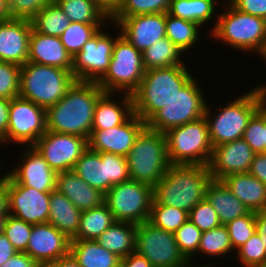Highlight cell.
Listing matches in <instances>:
<instances>
[{"label":"cell","mask_w":266,"mask_h":267,"mask_svg":"<svg viewBox=\"0 0 266 267\" xmlns=\"http://www.w3.org/2000/svg\"><path fill=\"white\" fill-rule=\"evenodd\" d=\"M93 2L111 20L120 10L123 0H93Z\"/></svg>","instance_id":"53"},{"label":"cell","mask_w":266,"mask_h":267,"mask_svg":"<svg viewBox=\"0 0 266 267\" xmlns=\"http://www.w3.org/2000/svg\"><path fill=\"white\" fill-rule=\"evenodd\" d=\"M41 267H81L74 257L69 253L55 262L47 263Z\"/></svg>","instance_id":"59"},{"label":"cell","mask_w":266,"mask_h":267,"mask_svg":"<svg viewBox=\"0 0 266 267\" xmlns=\"http://www.w3.org/2000/svg\"><path fill=\"white\" fill-rule=\"evenodd\" d=\"M226 228L234 251H237L256 231L255 212L228 222Z\"/></svg>","instance_id":"44"},{"label":"cell","mask_w":266,"mask_h":267,"mask_svg":"<svg viewBox=\"0 0 266 267\" xmlns=\"http://www.w3.org/2000/svg\"><path fill=\"white\" fill-rule=\"evenodd\" d=\"M46 131L45 108L20 96L11 99L7 135L2 144L16 142L33 146Z\"/></svg>","instance_id":"14"},{"label":"cell","mask_w":266,"mask_h":267,"mask_svg":"<svg viewBox=\"0 0 266 267\" xmlns=\"http://www.w3.org/2000/svg\"><path fill=\"white\" fill-rule=\"evenodd\" d=\"M21 66L0 61V98L13 99L20 92Z\"/></svg>","instance_id":"46"},{"label":"cell","mask_w":266,"mask_h":267,"mask_svg":"<svg viewBox=\"0 0 266 267\" xmlns=\"http://www.w3.org/2000/svg\"><path fill=\"white\" fill-rule=\"evenodd\" d=\"M0 267H41L27 253L16 252L9 260Z\"/></svg>","instance_id":"52"},{"label":"cell","mask_w":266,"mask_h":267,"mask_svg":"<svg viewBox=\"0 0 266 267\" xmlns=\"http://www.w3.org/2000/svg\"><path fill=\"white\" fill-rule=\"evenodd\" d=\"M153 198L152 186L129 179L113 185L105 194L104 203L115 221L139 225L148 221Z\"/></svg>","instance_id":"11"},{"label":"cell","mask_w":266,"mask_h":267,"mask_svg":"<svg viewBox=\"0 0 266 267\" xmlns=\"http://www.w3.org/2000/svg\"><path fill=\"white\" fill-rule=\"evenodd\" d=\"M202 28L196 22L176 18L165 13V31L166 37L176 45L183 53L193 48L199 41V33Z\"/></svg>","instance_id":"34"},{"label":"cell","mask_w":266,"mask_h":267,"mask_svg":"<svg viewBox=\"0 0 266 267\" xmlns=\"http://www.w3.org/2000/svg\"><path fill=\"white\" fill-rule=\"evenodd\" d=\"M224 12L217 15L210 35L242 52L259 54L266 37V20L237 10L228 0Z\"/></svg>","instance_id":"5"},{"label":"cell","mask_w":266,"mask_h":267,"mask_svg":"<svg viewBox=\"0 0 266 267\" xmlns=\"http://www.w3.org/2000/svg\"><path fill=\"white\" fill-rule=\"evenodd\" d=\"M257 87L261 93L263 106L266 108V85L260 84Z\"/></svg>","instance_id":"61"},{"label":"cell","mask_w":266,"mask_h":267,"mask_svg":"<svg viewBox=\"0 0 266 267\" xmlns=\"http://www.w3.org/2000/svg\"><path fill=\"white\" fill-rule=\"evenodd\" d=\"M186 65H176L145 71L139 87L131 94L133 111L147 122L166 106L193 78Z\"/></svg>","instance_id":"3"},{"label":"cell","mask_w":266,"mask_h":267,"mask_svg":"<svg viewBox=\"0 0 266 267\" xmlns=\"http://www.w3.org/2000/svg\"><path fill=\"white\" fill-rule=\"evenodd\" d=\"M103 93L97 82L76 80L59 102L46 109V130L89 139L94 108Z\"/></svg>","instance_id":"1"},{"label":"cell","mask_w":266,"mask_h":267,"mask_svg":"<svg viewBox=\"0 0 266 267\" xmlns=\"http://www.w3.org/2000/svg\"><path fill=\"white\" fill-rule=\"evenodd\" d=\"M221 181L250 211L266 209V186L253 175L232 174Z\"/></svg>","instance_id":"27"},{"label":"cell","mask_w":266,"mask_h":267,"mask_svg":"<svg viewBox=\"0 0 266 267\" xmlns=\"http://www.w3.org/2000/svg\"><path fill=\"white\" fill-rule=\"evenodd\" d=\"M28 62L60 67L72 71L73 57L66 51L60 37L31 30Z\"/></svg>","instance_id":"24"},{"label":"cell","mask_w":266,"mask_h":267,"mask_svg":"<svg viewBox=\"0 0 266 267\" xmlns=\"http://www.w3.org/2000/svg\"><path fill=\"white\" fill-rule=\"evenodd\" d=\"M8 214L36 225L48 223L50 192L15 183L7 175Z\"/></svg>","instance_id":"17"},{"label":"cell","mask_w":266,"mask_h":267,"mask_svg":"<svg viewBox=\"0 0 266 267\" xmlns=\"http://www.w3.org/2000/svg\"><path fill=\"white\" fill-rule=\"evenodd\" d=\"M136 229L135 224L114 221L96 241L108 251L124 258L135 252Z\"/></svg>","instance_id":"31"},{"label":"cell","mask_w":266,"mask_h":267,"mask_svg":"<svg viewBox=\"0 0 266 267\" xmlns=\"http://www.w3.org/2000/svg\"><path fill=\"white\" fill-rule=\"evenodd\" d=\"M119 267H153L152 264L143 256L136 252L130 253L128 256L121 258Z\"/></svg>","instance_id":"55"},{"label":"cell","mask_w":266,"mask_h":267,"mask_svg":"<svg viewBox=\"0 0 266 267\" xmlns=\"http://www.w3.org/2000/svg\"><path fill=\"white\" fill-rule=\"evenodd\" d=\"M248 173L256 177L266 186V153L255 154Z\"/></svg>","instance_id":"51"},{"label":"cell","mask_w":266,"mask_h":267,"mask_svg":"<svg viewBox=\"0 0 266 267\" xmlns=\"http://www.w3.org/2000/svg\"><path fill=\"white\" fill-rule=\"evenodd\" d=\"M104 24H83L78 22H70L68 27L60 35L61 43L66 51L74 57L83 45L92 38Z\"/></svg>","instance_id":"39"},{"label":"cell","mask_w":266,"mask_h":267,"mask_svg":"<svg viewBox=\"0 0 266 267\" xmlns=\"http://www.w3.org/2000/svg\"><path fill=\"white\" fill-rule=\"evenodd\" d=\"M180 267H211L209 264L208 265H197L196 266V264H195V266H194V264H193V262H192V264H191V261H187L185 264H183V265H181Z\"/></svg>","instance_id":"64"},{"label":"cell","mask_w":266,"mask_h":267,"mask_svg":"<svg viewBox=\"0 0 266 267\" xmlns=\"http://www.w3.org/2000/svg\"><path fill=\"white\" fill-rule=\"evenodd\" d=\"M56 173L72 171L88 148V139L72 134L46 131L33 145Z\"/></svg>","instance_id":"16"},{"label":"cell","mask_w":266,"mask_h":267,"mask_svg":"<svg viewBox=\"0 0 266 267\" xmlns=\"http://www.w3.org/2000/svg\"><path fill=\"white\" fill-rule=\"evenodd\" d=\"M256 232L261 237L266 249V209L255 212Z\"/></svg>","instance_id":"57"},{"label":"cell","mask_w":266,"mask_h":267,"mask_svg":"<svg viewBox=\"0 0 266 267\" xmlns=\"http://www.w3.org/2000/svg\"><path fill=\"white\" fill-rule=\"evenodd\" d=\"M81 211L56 189L50 192L48 223L72 239L79 229Z\"/></svg>","instance_id":"29"},{"label":"cell","mask_w":266,"mask_h":267,"mask_svg":"<svg viewBox=\"0 0 266 267\" xmlns=\"http://www.w3.org/2000/svg\"><path fill=\"white\" fill-rule=\"evenodd\" d=\"M70 22L83 24H105L110 20L96 6L93 0H54Z\"/></svg>","instance_id":"37"},{"label":"cell","mask_w":266,"mask_h":267,"mask_svg":"<svg viewBox=\"0 0 266 267\" xmlns=\"http://www.w3.org/2000/svg\"><path fill=\"white\" fill-rule=\"evenodd\" d=\"M171 165H208L213 146L203 117L165 133Z\"/></svg>","instance_id":"8"},{"label":"cell","mask_w":266,"mask_h":267,"mask_svg":"<svg viewBox=\"0 0 266 267\" xmlns=\"http://www.w3.org/2000/svg\"><path fill=\"white\" fill-rule=\"evenodd\" d=\"M75 81L72 71L27 62L20 70L19 96L47 109L59 102Z\"/></svg>","instance_id":"6"},{"label":"cell","mask_w":266,"mask_h":267,"mask_svg":"<svg viewBox=\"0 0 266 267\" xmlns=\"http://www.w3.org/2000/svg\"><path fill=\"white\" fill-rule=\"evenodd\" d=\"M69 253L81 267H119L121 259L96 240H71Z\"/></svg>","instance_id":"30"},{"label":"cell","mask_w":266,"mask_h":267,"mask_svg":"<svg viewBox=\"0 0 266 267\" xmlns=\"http://www.w3.org/2000/svg\"><path fill=\"white\" fill-rule=\"evenodd\" d=\"M255 154L243 138L213 147L207 165L212 180L221 181L228 175L248 173Z\"/></svg>","instance_id":"19"},{"label":"cell","mask_w":266,"mask_h":267,"mask_svg":"<svg viewBox=\"0 0 266 267\" xmlns=\"http://www.w3.org/2000/svg\"><path fill=\"white\" fill-rule=\"evenodd\" d=\"M260 267H266V261Z\"/></svg>","instance_id":"67"},{"label":"cell","mask_w":266,"mask_h":267,"mask_svg":"<svg viewBox=\"0 0 266 267\" xmlns=\"http://www.w3.org/2000/svg\"><path fill=\"white\" fill-rule=\"evenodd\" d=\"M124 97L113 100L117 93L104 92L94 108L92 130H105L123 124L133 113V99L131 94L123 93Z\"/></svg>","instance_id":"26"},{"label":"cell","mask_w":266,"mask_h":267,"mask_svg":"<svg viewBox=\"0 0 266 267\" xmlns=\"http://www.w3.org/2000/svg\"><path fill=\"white\" fill-rule=\"evenodd\" d=\"M32 24L26 19L0 22V61L22 66L28 62Z\"/></svg>","instance_id":"23"},{"label":"cell","mask_w":266,"mask_h":267,"mask_svg":"<svg viewBox=\"0 0 266 267\" xmlns=\"http://www.w3.org/2000/svg\"><path fill=\"white\" fill-rule=\"evenodd\" d=\"M126 159L130 179L154 187L171 166L165 133L146 126L136 138Z\"/></svg>","instance_id":"7"},{"label":"cell","mask_w":266,"mask_h":267,"mask_svg":"<svg viewBox=\"0 0 266 267\" xmlns=\"http://www.w3.org/2000/svg\"><path fill=\"white\" fill-rule=\"evenodd\" d=\"M211 180L207 165H171L153 187V197L160 204L189 213L205 199L206 188Z\"/></svg>","instance_id":"2"},{"label":"cell","mask_w":266,"mask_h":267,"mask_svg":"<svg viewBox=\"0 0 266 267\" xmlns=\"http://www.w3.org/2000/svg\"><path fill=\"white\" fill-rule=\"evenodd\" d=\"M135 252L153 267L181 266L188 260L181 253L172 232L153 226L148 221L137 225Z\"/></svg>","instance_id":"13"},{"label":"cell","mask_w":266,"mask_h":267,"mask_svg":"<svg viewBox=\"0 0 266 267\" xmlns=\"http://www.w3.org/2000/svg\"><path fill=\"white\" fill-rule=\"evenodd\" d=\"M72 171L91 187L106 194L113 185L130 179L125 156L87 150L80 156Z\"/></svg>","instance_id":"12"},{"label":"cell","mask_w":266,"mask_h":267,"mask_svg":"<svg viewBox=\"0 0 266 267\" xmlns=\"http://www.w3.org/2000/svg\"><path fill=\"white\" fill-rule=\"evenodd\" d=\"M56 190L64 194L81 212L104 203L105 194L91 187L73 171L57 173Z\"/></svg>","instance_id":"25"},{"label":"cell","mask_w":266,"mask_h":267,"mask_svg":"<svg viewBox=\"0 0 266 267\" xmlns=\"http://www.w3.org/2000/svg\"><path fill=\"white\" fill-rule=\"evenodd\" d=\"M100 29L73 57L72 73L77 81L98 82L107 72L116 37Z\"/></svg>","instance_id":"15"},{"label":"cell","mask_w":266,"mask_h":267,"mask_svg":"<svg viewBox=\"0 0 266 267\" xmlns=\"http://www.w3.org/2000/svg\"><path fill=\"white\" fill-rule=\"evenodd\" d=\"M198 79L192 78L165 107L157 111L146 126L154 131L166 133L168 130L195 121L205 114L206 97Z\"/></svg>","instance_id":"10"},{"label":"cell","mask_w":266,"mask_h":267,"mask_svg":"<svg viewBox=\"0 0 266 267\" xmlns=\"http://www.w3.org/2000/svg\"><path fill=\"white\" fill-rule=\"evenodd\" d=\"M8 215V192H7V174L0 181V218H6Z\"/></svg>","instance_id":"58"},{"label":"cell","mask_w":266,"mask_h":267,"mask_svg":"<svg viewBox=\"0 0 266 267\" xmlns=\"http://www.w3.org/2000/svg\"><path fill=\"white\" fill-rule=\"evenodd\" d=\"M11 99L0 98V141L7 135Z\"/></svg>","instance_id":"54"},{"label":"cell","mask_w":266,"mask_h":267,"mask_svg":"<svg viewBox=\"0 0 266 267\" xmlns=\"http://www.w3.org/2000/svg\"><path fill=\"white\" fill-rule=\"evenodd\" d=\"M217 3L218 0H171L168 14L196 22L203 28L215 15L217 19Z\"/></svg>","instance_id":"33"},{"label":"cell","mask_w":266,"mask_h":267,"mask_svg":"<svg viewBox=\"0 0 266 267\" xmlns=\"http://www.w3.org/2000/svg\"><path fill=\"white\" fill-rule=\"evenodd\" d=\"M182 54V55H181ZM183 52L167 37L156 41L142 53L145 71L176 65H186L181 57Z\"/></svg>","instance_id":"35"},{"label":"cell","mask_w":266,"mask_h":267,"mask_svg":"<svg viewBox=\"0 0 266 267\" xmlns=\"http://www.w3.org/2000/svg\"><path fill=\"white\" fill-rule=\"evenodd\" d=\"M54 0H8L11 19L31 20L43 7Z\"/></svg>","instance_id":"49"},{"label":"cell","mask_w":266,"mask_h":267,"mask_svg":"<svg viewBox=\"0 0 266 267\" xmlns=\"http://www.w3.org/2000/svg\"><path fill=\"white\" fill-rule=\"evenodd\" d=\"M17 251L4 234L0 235V266L5 264Z\"/></svg>","instance_id":"56"},{"label":"cell","mask_w":266,"mask_h":267,"mask_svg":"<svg viewBox=\"0 0 266 267\" xmlns=\"http://www.w3.org/2000/svg\"><path fill=\"white\" fill-rule=\"evenodd\" d=\"M115 26L119 27L124 39L142 53L156 41L166 37L165 13L124 17Z\"/></svg>","instance_id":"22"},{"label":"cell","mask_w":266,"mask_h":267,"mask_svg":"<svg viewBox=\"0 0 266 267\" xmlns=\"http://www.w3.org/2000/svg\"><path fill=\"white\" fill-rule=\"evenodd\" d=\"M237 10L266 20V0H228Z\"/></svg>","instance_id":"50"},{"label":"cell","mask_w":266,"mask_h":267,"mask_svg":"<svg viewBox=\"0 0 266 267\" xmlns=\"http://www.w3.org/2000/svg\"><path fill=\"white\" fill-rule=\"evenodd\" d=\"M114 221L112 212L105 203L82 211L79 229L71 240H96Z\"/></svg>","instance_id":"32"},{"label":"cell","mask_w":266,"mask_h":267,"mask_svg":"<svg viewBox=\"0 0 266 267\" xmlns=\"http://www.w3.org/2000/svg\"><path fill=\"white\" fill-rule=\"evenodd\" d=\"M5 219L6 218H0V235L3 234Z\"/></svg>","instance_id":"65"},{"label":"cell","mask_w":266,"mask_h":267,"mask_svg":"<svg viewBox=\"0 0 266 267\" xmlns=\"http://www.w3.org/2000/svg\"><path fill=\"white\" fill-rule=\"evenodd\" d=\"M264 153H266V108L264 107Z\"/></svg>","instance_id":"62"},{"label":"cell","mask_w":266,"mask_h":267,"mask_svg":"<svg viewBox=\"0 0 266 267\" xmlns=\"http://www.w3.org/2000/svg\"><path fill=\"white\" fill-rule=\"evenodd\" d=\"M162 267H180V266H162Z\"/></svg>","instance_id":"68"},{"label":"cell","mask_w":266,"mask_h":267,"mask_svg":"<svg viewBox=\"0 0 266 267\" xmlns=\"http://www.w3.org/2000/svg\"><path fill=\"white\" fill-rule=\"evenodd\" d=\"M23 152L21 164L6 174L18 184L35 188L40 192H51L56 189L57 173L51 169L40 152L33 146H27Z\"/></svg>","instance_id":"20"},{"label":"cell","mask_w":266,"mask_h":267,"mask_svg":"<svg viewBox=\"0 0 266 267\" xmlns=\"http://www.w3.org/2000/svg\"><path fill=\"white\" fill-rule=\"evenodd\" d=\"M234 251L230 242L229 233L225 225L202 232L197 253L206 256H225Z\"/></svg>","instance_id":"40"},{"label":"cell","mask_w":266,"mask_h":267,"mask_svg":"<svg viewBox=\"0 0 266 267\" xmlns=\"http://www.w3.org/2000/svg\"><path fill=\"white\" fill-rule=\"evenodd\" d=\"M189 219L202 232L222 225L219 221L218 214L206 198L201 200L190 210Z\"/></svg>","instance_id":"47"},{"label":"cell","mask_w":266,"mask_h":267,"mask_svg":"<svg viewBox=\"0 0 266 267\" xmlns=\"http://www.w3.org/2000/svg\"><path fill=\"white\" fill-rule=\"evenodd\" d=\"M30 21L34 31L54 37H60L70 24L69 18L55 1L43 7Z\"/></svg>","instance_id":"36"},{"label":"cell","mask_w":266,"mask_h":267,"mask_svg":"<svg viewBox=\"0 0 266 267\" xmlns=\"http://www.w3.org/2000/svg\"><path fill=\"white\" fill-rule=\"evenodd\" d=\"M0 144H2L1 141H0ZM0 163H1V162H0ZM0 165H1V164H0ZM0 167H1V166H0ZM2 175H3V176L0 177V181L6 177V173H5V174H2Z\"/></svg>","instance_id":"66"},{"label":"cell","mask_w":266,"mask_h":267,"mask_svg":"<svg viewBox=\"0 0 266 267\" xmlns=\"http://www.w3.org/2000/svg\"><path fill=\"white\" fill-rule=\"evenodd\" d=\"M69 239L50 223L33 225L26 252L40 266L69 254Z\"/></svg>","instance_id":"21"},{"label":"cell","mask_w":266,"mask_h":267,"mask_svg":"<svg viewBox=\"0 0 266 267\" xmlns=\"http://www.w3.org/2000/svg\"><path fill=\"white\" fill-rule=\"evenodd\" d=\"M32 227V224L8 214L4 222L3 234L17 252L25 253Z\"/></svg>","instance_id":"42"},{"label":"cell","mask_w":266,"mask_h":267,"mask_svg":"<svg viewBox=\"0 0 266 267\" xmlns=\"http://www.w3.org/2000/svg\"><path fill=\"white\" fill-rule=\"evenodd\" d=\"M188 219V212L173 206L160 204L153 198L148 218V222L153 226L174 233Z\"/></svg>","instance_id":"38"},{"label":"cell","mask_w":266,"mask_h":267,"mask_svg":"<svg viewBox=\"0 0 266 267\" xmlns=\"http://www.w3.org/2000/svg\"><path fill=\"white\" fill-rule=\"evenodd\" d=\"M239 263L243 267H260L266 261V249L259 234H254L238 250Z\"/></svg>","instance_id":"45"},{"label":"cell","mask_w":266,"mask_h":267,"mask_svg":"<svg viewBox=\"0 0 266 267\" xmlns=\"http://www.w3.org/2000/svg\"><path fill=\"white\" fill-rule=\"evenodd\" d=\"M174 235L181 253L192 262L195 253L197 255L202 231L188 219Z\"/></svg>","instance_id":"43"},{"label":"cell","mask_w":266,"mask_h":267,"mask_svg":"<svg viewBox=\"0 0 266 267\" xmlns=\"http://www.w3.org/2000/svg\"><path fill=\"white\" fill-rule=\"evenodd\" d=\"M205 198L215 209L222 225L250 212L222 181L211 180L206 188Z\"/></svg>","instance_id":"28"},{"label":"cell","mask_w":266,"mask_h":267,"mask_svg":"<svg viewBox=\"0 0 266 267\" xmlns=\"http://www.w3.org/2000/svg\"><path fill=\"white\" fill-rule=\"evenodd\" d=\"M144 73L142 52L120 35L114 43L109 68L97 84L104 92L132 94Z\"/></svg>","instance_id":"9"},{"label":"cell","mask_w":266,"mask_h":267,"mask_svg":"<svg viewBox=\"0 0 266 267\" xmlns=\"http://www.w3.org/2000/svg\"><path fill=\"white\" fill-rule=\"evenodd\" d=\"M206 105L204 118L208 124L209 138L213 147L220 144L242 139L244 130L252 116L263 106L258 87L242 94L233 101H229L222 108H215L219 113L213 114L211 107Z\"/></svg>","instance_id":"4"},{"label":"cell","mask_w":266,"mask_h":267,"mask_svg":"<svg viewBox=\"0 0 266 267\" xmlns=\"http://www.w3.org/2000/svg\"><path fill=\"white\" fill-rule=\"evenodd\" d=\"M145 127L146 122L133 113L119 126L105 130H92L88 139V148L95 152H108L126 157Z\"/></svg>","instance_id":"18"},{"label":"cell","mask_w":266,"mask_h":267,"mask_svg":"<svg viewBox=\"0 0 266 267\" xmlns=\"http://www.w3.org/2000/svg\"><path fill=\"white\" fill-rule=\"evenodd\" d=\"M260 58H262L263 60H266V37H265V42L264 45L260 51V53L258 54Z\"/></svg>","instance_id":"63"},{"label":"cell","mask_w":266,"mask_h":267,"mask_svg":"<svg viewBox=\"0 0 266 267\" xmlns=\"http://www.w3.org/2000/svg\"><path fill=\"white\" fill-rule=\"evenodd\" d=\"M171 0H123L118 13L109 24H116L124 17L140 14L168 13Z\"/></svg>","instance_id":"41"},{"label":"cell","mask_w":266,"mask_h":267,"mask_svg":"<svg viewBox=\"0 0 266 267\" xmlns=\"http://www.w3.org/2000/svg\"><path fill=\"white\" fill-rule=\"evenodd\" d=\"M11 19L8 9V0H0V22Z\"/></svg>","instance_id":"60"},{"label":"cell","mask_w":266,"mask_h":267,"mask_svg":"<svg viewBox=\"0 0 266 267\" xmlns=\"http://www.w3.org/2000/svg\"><path fill=\"white\" fill-rule=\"evenodd\" d=\"M243 139L255 153H264V106L250 119Z\"/></svg>","instance_id":"48"}]
</instances>
